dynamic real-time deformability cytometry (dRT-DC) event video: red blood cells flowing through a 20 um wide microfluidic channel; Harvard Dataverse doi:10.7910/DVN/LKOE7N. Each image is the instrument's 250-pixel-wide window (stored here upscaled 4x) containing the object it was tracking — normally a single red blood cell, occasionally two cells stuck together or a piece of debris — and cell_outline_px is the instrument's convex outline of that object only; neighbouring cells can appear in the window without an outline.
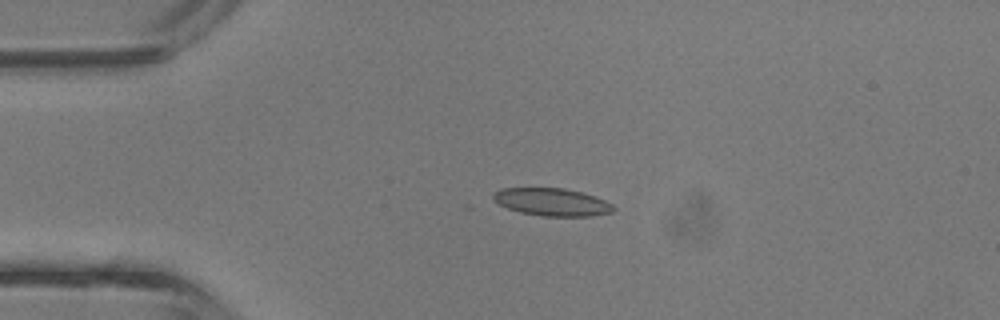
{"species": "common noctule bat (a hibernating species)", "species_latin": "Nyctalus noctula", "temperature_condition": "room temperature", "stored_images_in_passage": 1, "camera_frame_rate_fps": 3000, "um_per_image_px": 0.085, "animal": {"sex": "male", "body_mass_g": 13.3}, "frame": {"image": 1, "passage_image": 1, "time_ms": 0.0, "image_size_px": [1000, 320], "cell_outline_px": [[616, 208], [612, 212], [592, 216], [544, 216], [520, 212], [508, 208], [492, 200], [492, 192], [500, 188], [564, 188], [596, 196], [612, 204]], "centroid_in_image_um": [46.9, 17.17], "position_along_channel_um": 38.1, "area_um2": 19.42}}